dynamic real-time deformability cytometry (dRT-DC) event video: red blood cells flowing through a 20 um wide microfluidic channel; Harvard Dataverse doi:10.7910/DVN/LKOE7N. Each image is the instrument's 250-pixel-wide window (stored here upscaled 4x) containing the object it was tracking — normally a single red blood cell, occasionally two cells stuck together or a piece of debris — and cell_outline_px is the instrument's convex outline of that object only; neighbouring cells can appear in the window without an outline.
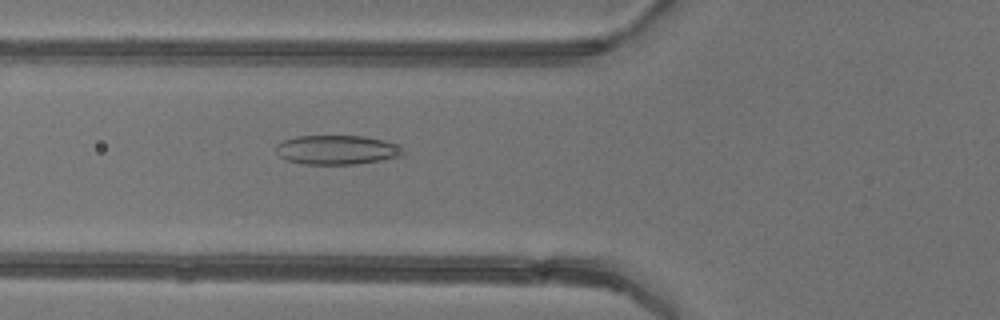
{"species": "common noctule bat (a hibernating species)", "species_latin": "Nyctalus noctula", "temperature_condition": "warm", "stored_images_in_passage": 6, "camera_frame_rate_fps": 3000, "um_per_image_px": 0.085, "animal": {"sex": "female"}, "frame": {"image": 1, "passage_image": 6, "time_ms": 5.667, "image_size_px": [1000, 320], "cell_outline_px": [[404, 156], [356, 164], [304, 164], [288, 160], [280, 156], [276, 152], [276, 144], [284, 140], [296, 136], [364, 136], [384, 140], [396, 144], [404, 148]], "centroid_in_image_um": [28.66, 12.73], "position_along_channel_um": 97.1, "area_um2": 21.73}}